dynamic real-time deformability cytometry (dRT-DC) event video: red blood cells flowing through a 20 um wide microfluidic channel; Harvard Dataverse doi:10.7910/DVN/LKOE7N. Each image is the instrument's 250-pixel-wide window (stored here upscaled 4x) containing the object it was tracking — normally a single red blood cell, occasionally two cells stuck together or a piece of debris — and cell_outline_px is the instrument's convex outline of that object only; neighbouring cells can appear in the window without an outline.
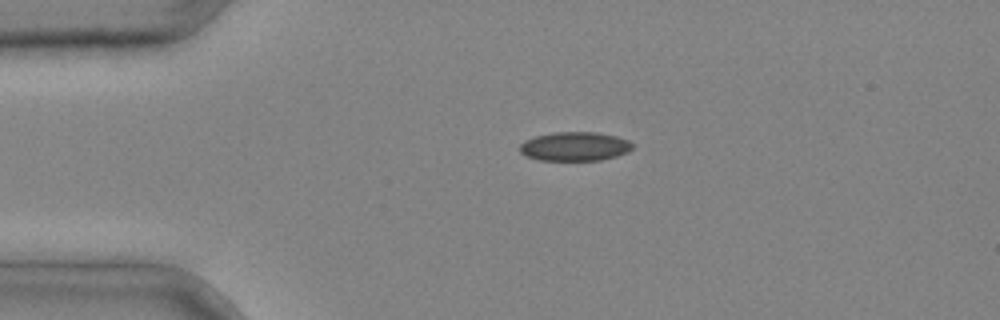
{"species": "common noctule bat (a hibernating species)", "species_latin": "Nyctalus noctula", "temperature_condition": "cold", "stored_images_in_passage": 1, "camera_frame_rate_fps": 3000, "um_per_image_px": 0.085, "animal": {"sex": "male", "body_mass_g": 20.4}, "frame": {"image": 1, "passage_image": 1, "time_ms": 0.0, "image_size_px": [1000, 320], "cell_outline_px": [[636, 144], [628, 152], [616, 156], [600, 160], [540, 160], [528, 156], [520, 152], [520, 144], [524, 140], [536, 136], [552, 132], [596, 132], [616, 136], [628, 140]], "centroid_in_image_um": [48.88, 12.44], "position_along_channel_um": 36.1, "area_um2": 19.07}}